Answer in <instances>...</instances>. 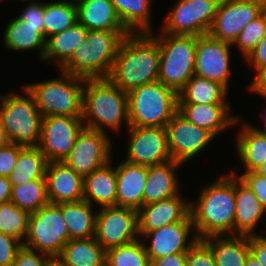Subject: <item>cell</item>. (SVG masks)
<instances>
[{
  "mask_svg": "<svg viewBox=\"0 0 266 266\" xmlns=\"http://www.w3.org/2000/svg\"><path fill=\"white\" fill-rule=\"evenodd\" d=\"M87 32L88 30L80 22H76L68 29L47 38L43 56L44 63L49 65L53 60L60 69L82 44Z\"/></svg>",
  "mask_w": 266,
  "mask_h": 266,
  "instance_id": "f1b7e54d",
  "label": "cell"
},
{
  "mask_svg": "<svg viewBox=\"0 0 266 266\" xmlns=\"http://www.w3.org/2000/svg\"><path fill=\"white\" fill-rule=\"evenodd\" d=\"M190 215V202L180 194L173 197L142 205L137 210L139 238L152 230L165 225L184 221Z\"/></svg>",
  "mask_w": 266,
  "mask_h": 266,
  "instance_id": "ac0fdd59",
  "label": "cell"
},
{
  "mask_svg": "<svg viewBox=\"0 0 266 266\" xmlns=\"http://www.w3.org/2000/svg\"><path fill=\"white\" fill-rule=\"evenodd\" d=\"M24 147L13 142L0 147V176L8 177L12 173L19 152Z\"/></svg>",
  "mask_w": 266,
  "mask_h": 266,
  "instance_id": "7bdbcfd3",
  "label": "cell"
},
{
  "mask_svg": "<svg viewBox=\"0 0 266 266\" xmlns=\"http://www.w3.org/2000/svg\"><path fill=\"white\" fill-rule=\"evenodd\" d=\"M88 43V39L85 38L59 71L85 79H93V51Z\"/></svg>",
  "mask_w": 266,
  "mask_h": 266,
  "instance_id": "ab89813d",
  "label": "cell"
},
{
  "mask_svg": "<svg viewBox=\"0 0 266 266\" xmlns=\"http://www.w3.org/2000/svg\"><path fill=\"white\" fill-rule=\"evenodd\" d=\"M109 136L84 127L63 163L83 177L91 174L112 159L113 141Z\"/></svg>",
  "mask_w": 266,
  "mask_h": 266,
  "instance_id": "8fae6325",
  "label": "cell"
},
{
  "mask_svg": "<svg viewBox=\"0 0 266 266\" xmlns=\"http://www.w3.org/2000/svg\"><path fill=\"white\" fill-rule=\"evenodd\" d=\"M151 266H186V252L154 259L151 261Z\"/></svg>",
  "mask_w": 266,
  "mask_h": 266,
  "instance_id": "816d5d0a",
  "label": "cell"
},
{
  "mask_svg": "<svg viewBox=\"0 0 266 266\" xmlns=\"http://www.w3.org/2000/svg\"><path fill=\"white\" fill-rule=\"evenodd\" d=\"M220 0H177L163 20L162 32L172 35L208 34Z\"/></svg>",
  "mask_w": 266,
  "mask_h": 266,
  "instance_id": "9c48e42d",
  "label": "cell"
},
{
  "mask_svg": "<svg viewBox=\"0 0 266 266\" xmlns=\"http://www.w3.org/2000/svg\"><path fill=\"white\" fill-rule=\"evenodd\" d=\"M266 210L260 204L255 193L235 175V218L234 235H254L258 223Z\"/></svg>",
  "mask_w": 266,
  "mask_h": 266,
  "instance_id": "603a6c76",
  "label": "cell"
},
{
  "mask_svg": "<svg viewBox=\"0 0 266 266\" xmlns=\"http://www.w3.org/2000/svg\"><path fill=\"white\" fill-rule=\"evenodd\" d=\"M250 124L243 122L235 142L245 172L255 171L266 160V133L255 130Z\"/></svg>",
  "mask_w": 266,
  "mask_h": 266,
  "instance_id": "4dcf8cb0",
  "label": "cell"
},
{
  "mask_svg": "<svg viewBox=\"0 0 266 266\" xmlns=\"http://www.w3.org/2000/svg\"><path fill=\"white\" fill-rule=\"evenodd\" d=\"M77 16L87 30H127L110 0H84L77 5Z\"/></svg>",
  "mask_w": 266,
  "mask_h": 266,
  "instance_id": "83f0119b",
  "label": "cell"
},
{
  "mask_svg": "<svg viewBox=\"0 0 266 266\" xmlns=\"http://www.w3.org/2000/svg\"><path fill=\"white\" fill-rule=\"evenodd\" d=\"M29 217V212L20 209L10 201L1 204L0 232L16 238L23 244L27 235Z\"/></svg>",
  "mask_w": 266,
  "mask_h": 266,
  "instance_id": "f35d334b",
  "label": "cell"
},
{
  "mask_svg": "<svg viewBox=\"0 0 266 266\" xmlns=\"http://www.w3.org/2000/svg\"><path fill=\"white\" fill-rule=\"evenodd\" d=\"M168 149L173 161L186 163L200 154L215 137L177 112L166 125Z\"/></svg>",
  "mask_w": 266,
  "mask_h": 266,
  "instance_id": "9a60e30c",
  "label": "cell"
},
{
  "mask_svg": "<svg viewBox=\"0 0 266 266\" xmlns=\"http://www.w3.org/2000/svg\"><path fill=\"white\" fill-rule=\"evenodd\" d=\"M249 250L250 254L258 260L261 266H266V236L250 235Z\"/></svg>",
  "mask_w": 266,
  "mask_h": 266,
  "instance_id": "681fc988",
  "label": "cell"
},
{
  "mask_svg": "<svg viewBox=\"0 0 266 266\" xmlns=\"http://www.w3.org/2000/svg\"><path fill=\"white\" fill-rule=\"evenodd\" d=\"M138 238L137 210L119 206L98 209L95 239L105 250L131 243Z\"/></svg>",
  "mask_w": 266,
  "mask_h": 266,
  "instance_id": "4fadbf2b",
  "label": "cell"
},
{
  "mask_svg": "<svg viewBox=\"0 0 266 266\" xmlns=\"http://www.w3.org/2000/svg\"><path fill=\"white\" fill-rule=\"evenodd\" d=\"M58 1L68 2L69 4L77 6L78 4L82 3L84 0H58Z\"/></svg>",
  "mask_w": 266,
  "mask_h": 266,
  "instance_id": "91938a15",
  "label": "cell"
},
{
  "mask_svg": "<svg viewBox=\"0 0 266 266\" xmlns=\"http://www.w3.org/2000/svg\"><path fill=\"white\" fill-rule=\"evenodd\" d=\"M43 16H44V3L39 1H29L27 5L23 8L20 15L18 17L28 22V24L32 25H44L43 24Z\"/></svg>",
  "mask_w": 266,
  "mask_h": 266,
  "instance_id": "7dc6e473",
  "label": "cell"
},
{
  "mask_svg": "<svg viewBox=\"0 0 266 266\" xmlns=\"http://www.w3.org/2000/svg\"><path fill=\"white\" fill-rule=\"evenodd\" d=\"M130 33H151V3L153 0H110Z\"/></svg>",
  "mask_w": 266,
  "mask_h": 266,
  "instance_id": "836d02e7",
  "label": "cell"
},
{
  "mask_svg": "<svg viewBox=\"0 0 266 266\" xmlns=\"http://www.w3.org/2000/svg\"><path fill=\"white\" fill-rule=\"evenodd\" d=\"M106 266H151L142 239L106 250Z\"/></svg>",
  "mask_w": 266,
  "mask_h": 266,
  "instance_id": "74e56055",
  "label": "cell"
},
{
  "mask_svg": "<svg viewBox=\"0 0 266 266\" xmlns=\"http://www.w3.org/2000/svg\"><path fill=\"white\" fill-rule=\"evenodd\" d=\"M148 166L122 161L116 165V206L138 210L143 205Z\"/></svg>",
  "mask_w": 266,
  "mask_h": 266,
  "instance_id": "44dd1931",
  "label": "cell"
},
{
  "mask_svg": "<svg viewBox=\"0 0 266 266\" xmlns=\"http://www.w3.org/2000/svg\"><path fill=\"white\" fill-rule=\"evenodd\" d=\"M244 61L257 71L266 66V35L257 46L244 58Z\"/></svg>",
  "mask_w": 266,
  "mask_h": 266,
  "instance_id": "c3c4849f",
  "label": "cell"
},
{
  "mask_svg": "<svg viewBox=\"0 0 266 266\" xmlns=\"http://www.w3.org/2000/svg\"><path fill=\"white\" fill-rule=\"evenodd\" d=\"M245 266H261L258 260L252 256L250 253L248 254L247 260L245 262Z\"/></svg>",
  "mask_w": 266,
  "mask_h": 266,
  "instance_id": "9f6ffc18",
  "label": "cell"
},
{
  "mask_svg": "<svg viewBox=\"0 0 266 266\" xmlns=\"http://www.w3.org/2000/svg\"><path fill=\"white\" fill-rule=\"evenodd\" d=\"M228 94L222 84L193 75L178 92V103H229Z\"/></svg>",
  "mask_w": 266,
  "mask_h": 266,
  "instance_id": "d6a6232c",
  "label": "cell"
},
{
  "mask_svg": "<svg viewBox=\"0 0 266 266\" xmlns=\"http://www.w3.org/2000/svg\"><path fill=\"white\" fill-rule=\"evenodd\" d=\"M84 128L82 116L52 115L42 119L38 148L48 162H63Z\"/></svg>",
  "mask_w": 266,
  "mask_h": 266,
  "instance_id": "7c38bea8",
  "label": "cell"
},
{
  "mask_svg": "<svg viewBox=\"0 0 266 266\" xmlns=\"http://www.w3.org/2000/svg\"><path fill=\"white\" fill-rule=\"evenodd\" d=\"M128 30H88L86 38L93 51V79L108 78L121 42Z\"/></svg>",
  "mask_w": 266,
  "mask_h": 266,
  "instance_id": "7402d4cb",
  "label": "cell"
},
{
  "mask_svg": "<svg viewBox=\"0 0 266 266\" xmlns=\"http://www.w3.org/2000/svg\"><path fill=\"white\" fill-rule=\"evenodd\" d=\"M232 46L209 34L197 36L194 75L218 82L228 90L232 74L230 69Z\"/></svg>",
  "mask_w": 266,
  "mask_h": 266,
  "instance_id": "2e32d148",
  "label": "cell"
},
{
  "mask_svg": "<svg viewBox=\"0 0 266 266\" xmlns=\"http://www.w3.org/2000/svg\"><path fill=\"white\" fill-rule=\"evenodd\" d=\"M127 130L130 138L125 161L150 166L172 160L166 127L129 126Z\"/></svg>",
  "mask_w": 266,
  "mask_h": 266,
  "instance_id": "5bb4252c",
  "label": "cell"
},
{
  "mask_svg": "<svg viewBox=\"0 0 266 266\" xmlns=\"http://www.w3.org/2000/svg\"><path fill=\"white\" fill-rule=\"evenodd\" d=\"M45 266H69L59 256L50 257Z\"/></svg>",
  "mask_w": 266,
  "mask_h": 266,
  "instance_id": "db71d44e",
  "label": "cell"
},
{
  "mask_svg": "<svg viewBox=\"0 0 266 266\" xmlns=\"http://www.w3.org/2000/svg\"><path fill=\"white\" fill-rule=\"evenodd\" d=\"M78 22L77 6L62 1L44 2V36L51 37Z\"/></svg>",
  "mask_w": 266,
  "mask_h": 266,
  "instance_id": "d590c367",
  "label": "cell"
},
{
  "mask_svg": "<svg viewBox=\"0 0 266 266\" xmlns=\"http://www.w3.org/2000/svg\"><path fill=\"white\" fill-rule=\"evenodd\" d=\"M263 99H265L266 100V98H264L263 97ZM264 113H263V121H264V130L263 129H259L258 127H256V126H252L255 130H257V131H259V132H263V133H266V110L264 109V111H263Z\"/></svg>",
  "mask_w": 266,
  "mask_h": 266,
  "instance_id": "680465c9",
  "label": "cell"
},
{
  "mask_svg": "<svg viewBox=\"0 0 266 266\" xmlns=\"http://www.w3.org/2000/svg\"><path fill=\"white\" fill-rule=\"evenodd\" d=\"M3 32L4 46L11 51L35 50L43 60L46 49L44 25H32L21 20L18 16L13 18Z\"/></svg>",
  "mask_w": 266,
  "mask_h": 266,
  "instance_id": "d4e9b609",
  "label": "cell"
},
{
  "mask_svg": "<svg viewBox=\"0 0 266 266\" xmlns=\"http://www.w3.org/2000/svg\"><path fill=\"white\" fill-rule=\"evenodd\" d=\"M22 88L25 96L14 91L0 94V118L10 142L38 146L43 116L32 94L26 87Z\"/></svg>",
  "mask_w": 266,
  "mask_h": 266,
  "instance_id": "8992f818",
  "label": "cell"
},
{
  "mask_svg": "<svg viewBox=\"0 0 266 266\" xmlns=\"http://www.w3.org/2000/svg\"><path fill=\"white\" fill-rule=\"evenodd\" d=\"M50 257L44 253L22 246L17 251L12 266H45Z\"/></svg>",
  "mask_w": 266,
  "mask_h": 266,
  "instance_id": "bcb514c9",
  "label": "cell"
},
{
  "mask_svg": "<svg viewBox=\"0 0 266 266\" xmlns=\"http://www.w3.org/2000/svg\"><path fill=\"white\" fill-rule=\"evenodd\" d=\"M266 10V0H220L208 34L233 44L243 28Z\"/></svg>",
  "mask_w": 266,
  "mask_h": 266,
  "instance_id": "30bf717a",
  "label": "cell"
},
{
  "mask_svg": "<svg viewBox=\"0 0 266 266\" xmlns=\"http://www.w3.org/2000/svg\"><path fill=\"white\" fill-rule=\"evenodd\" d=\"M48 160L37 146H25L17 157L12 173L8 176L11 185L45 179Z\"/></svg>",
  "mask_w": 266,
  "mask_h": 266,
  "instance_id": "e575fe53",
  "label": "cell"
},
{
  "mask_svg": "<svg viewBox=\"0 0 266 266\" xmlns=\"http://www.w3.org/2000/svg\"><path fill=\"white\" fill-rule=\"evenodd\" d=\"M60 74V78L23 86L32 94L43 117L52 115L82 116L85 78L63 71Z\"/></svg>",
  "mask_w": 266,
  "mask_h": 266,
  "instance_id": "5b68a950",
  "label": "cell"
},
{
  "mask_svg": "<svg viewBox=\"0 0 266 266\" xmlns=\"http://www.w3.org/2000/svg\"><path fill=\"white\" fill-rule=\"evenodd\" d=\"M159 66L158 41L150 33H129L121 42L108 79L129 93L158 81Z\"/></svg>",
  "mask_w": 266,
  "mask_h": 266,
  "instance_id": "6da1fadb",
  "label": "cell"
},
{
  "mask_svg": "<svg viewBox=\"0 0 266 266\" xmlns=\"http://www.w3.org/2000/svg\"><path fill=\"white\" fill-rule=\"evenodd\" d=\"M10 140L7 138L4 127L2 125V121L0 118V147L7 145Z\"/></svg>",
  "mask_w": 266,
  "mask_h": 266,
  "instance_id": "11a10c76",
  "label": "cell"
},
{
  "mask_svg": "<svg viewBox=\"0 0 266 266\" xmlns=\"http://www.w3.org/2000/svg\"><path fill=\"white\" fill-rule=\"evenodd\" d=\"M211 249L216 266H245L249 236L212 235L202 239Z\"/></svg>",
  "mask_w": 266,
  "mask_h": 266,
  "instance_id": "4316f807",
  "label": "cell"
},
{
  "mask_svg": "<svg viewBox=\"0 0 266 266\" xmlns=\"http://www.w3.org/2000/svg\"><path fill=\"white\" fill-rule=\"evenodd\" d=\"M82 120L85 128L106 134L109 129L121 130L123 122L128 128V93L108 78L85 79Z\"/></svg>",
  "mask_w": 266,
  "mask_h": 266,
  "instance_id": "3957f363",
  "label": "cell"
},
{
  "mask_svg": "<svg viewBox=\"0 0 266 266\" xmlns=\"http://www.w3.org/2000/svg\"><path fill=\"white\" fill-rule=\"evenodd\" d=\"M45 180L49 203L59 204L83 199L84 177L63 162H48Z\"/></svg>",
  "mask_w": 266,
  "mask_h": 266,
  "instance_id": "ffe728a7",
  "label": "cell"
},
{
  "mask_svg": "<svg viewBox=\"0 0 266 266\" xmlns=\"http://www.w3.org/2000/svg\"><path fill=\"white\" fill-rule=\"evenodd\" d=\"M116 194V167H112V160L84 177L83 199L92 206H116Z\"/></svg>",
  "mask_w": 266,
  "mask_h": 266,
  "instance_id": "484cf974",
  "label": "cell"
},
{
  "mask_svg": "<svg viewBox=\"0 0 266 266\" xmlns=\"http://www.w3.org/2000/svg\"><path fill=\"white\" fill-rule=\"evenodd\" d=\"M186 266H216L210 247L198 239L186 252Z\"/></svg>",
  "mask_w": 266,
  "mask_h": 266,
  "instance_id": "b9f144b4",
  "label": "cell"
},
{
  "mask_svg": "<svg viewBox=\"0 0 266 266\" xmlns=\"http://www.w3.org/2000/svg\"><path fill=\"white\" fill-rule=\"evenodd\" d=\"M230 103L197 104L178 103V112L188 121L209 131L215 138L230 127L243 121L233 116Z\"/></svg>",
  "mask_w": 266,
  "mask_h": 266,
  "instance_id": "d6986e66",
  "label": "cell"
},
{
  "mask_svg": "<svg viewBox=\"0 0 266 266\" xmlns=\"http://www.w3.org/2000/svg\"><path fill=\"white\" fill-rule=\"evenodd\" d=\"M266 35V10L255 20L248 23L238 35L232 45L240 50L242 57H246Z\"/></svg>",
  "mask_w": 266,
  "mask_h": 266,
  "instance_id": "60d3db41",
  "label": "cell"
},
{
  "mask_svg": "<svg viewBox=\"0 0 266 266\" xmlns=\"http://www.w3.org/2000/svg\"><path fill=\"white\" fill-rule=\"evenodd\" d=\"M129 126L166 127L178 112V93L160 81L128 93Z\"/></svg>",
  "mask_w": 266,
  "mask_h": 266,
  "instance_id": "277c9868",
  "label": "cell"
},
{
  "mask_svg": "<svg viewBox=\"0 0 266 266\" xmlns=\"http://www.w3.org/2000/svg\"><path fill=\"white\" fill-rule=\"evenodd\" d=\"M255 72L256 74L247 89L251 93H256L260 97L266 98V66Z\"/></svg>",
  "mask_w": 266,
  "mask_h": 266,
  "instance_id": "f907efd6",
  "label": "cell"
},
{
  "mask_svg": "<svg viewBox=\"0 0 266 266\" xmlns=\"http://www.w3.org/2000/svg\"><path fill=\"white\" fill-rule=\"evenodd\" d=\"M150 34L159 44L158 81L178 93L194 75L197 36L172 35L162 31L157 35Z\"/></svg>",
  "mask_w": 266,
  "mask_h": 266,
  "instance_id": "52a82bcc",
  "label": "cell"
},
{
  "mask_svg": "<svg viewBox=\"0 0 266 266\" xmlns=\"http://www.w3.org/2000/svg\"><path fill=\"white\" fill-rule=\"evenodd\" d=\"M22 243L16 238L0 232V266H12Z\"/></svg>",
  "mask_w": 266,
  "mask_h": 266,
  "instance_id": "f6af8a7d",
  "label": "cell"
},
{
  "mask_svg": "<svg viewBox=\"0 0 266 266\" xmlns=\"http://www.w3.org/2000/svg\"><path fill=\"white\" fill-rule=\"evenodd\" d=\"M195 235H234L235 175L230 171L204 186L196 202L190 203Z\"/></svg>",
  "mask_w": 266,
  "mask_h": 266,
  "instance_id": "7a4b0ae2",
  "label": "cell"
},
{
  "mask_svg": "<svg viewBox=\"0 0 266 266\" xmlns=\"http://www.w3.org/2000/svg\"><path fill=\"white\" fill-rule=\"evenodd\" d=\"M192 231L195 230L191 215H189L184 221L171 223L149 231L140 238L145 239L142 242L151 262L154 259H159L170 254L187 252L198 240V237L194 234L193 237L191 235L190 241H188ZM146 239L150 241V244Z\"/></svg>",
  "mask_w": 266,
  "mask_h": 266,
  "instance_id": "e0dca14e",
  "label": "cell"
},
{
  "mask_svg": "<svg viewBox=\"0 0 266 266\" xmlns=\"http://www.w3.org/2000/svg\"><path fill=\"white\" fill-rule=\"evenodd\" d=\"M68 241L69 232L61 214L60 203H48L30 213L23 246L52 257L59 256Z\"/></svg>",
  "mask_w": 266,
  "mask_h": 266,
  "instance_id": "ba28073f",
  "label": "cell"
},
{
  "mask_svg": "<svg viewBox=\"0 0 266 266\" xmlns=\"http://www.w3.org/2000/svg\"><path fill=\"white\" fill-rule=\"evenodd\" d=\"M11 190L12 185L9 178L0 176V205L10 201Z\"/></svg>",
  "mask_w": 266,
  "mask_h": 266,
  "instance_id": "f5cc1de1",
  "label": "cell"
},
{
  "mask_svg": "<svg viewBox=\"0 0 266 266\" xmlns=\"http://www.w3.org/2000/svg\"><path fill=\"white\" fill-rule=\"evenodd\" d=\"M232 174L240 177L249 188L255 193L260 204L266 210V177L253 172H244L241 175L237 172H233V169L230 171Z\"/></svg>",
  "mask_w": 266,
  "mask_h": 266,
  "instance_id": "ee69618b",
  "label": "cell"
},
{
  "mask_svg": "<svg viewBox=\"0 0 266 266\" xmlns=\"http://www.w3.org/2000/svg\"><path fill=\"white\" fill-rule=\"evenodd\" d=\"M183 163L170 160L163 164L148 166L143 193V205L155 203L180 194L176 170Z\"/></svg>",
  "mask_w": 266,
  "mask_h": 266,
  "instance_id": "cb8c5ba5",
  "label": "cell"
},
{
  "mask_svg": "<svg viewBox=\"0 0 266 266\" xmlns=\"http://www.w3.org/2000/svg\"><path fill=\"white\" fill-rule=\"evenodd\" d=\"M255 172L266 177V160L255 170Z\"/></svg>",
  "mask_w": 266,
  "mask_h": 266,
  "instance_id": "6f0895ef",
  "label": "cell"
},
{
  "mask_svg": "<svg viewBox=\"0 0 266 266\" xmlns=\"http://www.w3.org/2000/svg\"><path fill=\"white\" fill-rule=\"evenodd\" d=\"M93 208L94 206L92 207L84 199L60 203L61 214L69 232V240L95 237L97 211Z\"/></svg>",
  "mask_w": 266,
  "mask_h": 266,
  "instance_id": "f546056e",
  "label": "cell"
},
{
  "mask_svg": "<svg viewBox=\"0 0 266 266\" xmlns=\"http://www.w3.org/2000/svg\"><path fill=\"white\" fill-rule=\"evenodd\" d=\"M10 202L29 213L49 203L45 179H35L12 185Z\"/></svg>",
  "mask_w": 266,
  "mask_h": 266,
  "instance_id": "8d00e7d4",
  "label": "cell"
},
{
  "mask_svg": "<svg viewBox=\"0 0 266 266\" xmlns=\"http://www.w3.org/2000/svg\"><path fill=\"white\" fill-rule=\"evenodd\" d=\"M59 257L69 266H106V250L95 237L70 239Z\"/></svg>",
  "mask_w": 266,
  "mask_h": 266,
  "instance_id": "1f68e13d",
  "label": "cell"
}]
</instances>
